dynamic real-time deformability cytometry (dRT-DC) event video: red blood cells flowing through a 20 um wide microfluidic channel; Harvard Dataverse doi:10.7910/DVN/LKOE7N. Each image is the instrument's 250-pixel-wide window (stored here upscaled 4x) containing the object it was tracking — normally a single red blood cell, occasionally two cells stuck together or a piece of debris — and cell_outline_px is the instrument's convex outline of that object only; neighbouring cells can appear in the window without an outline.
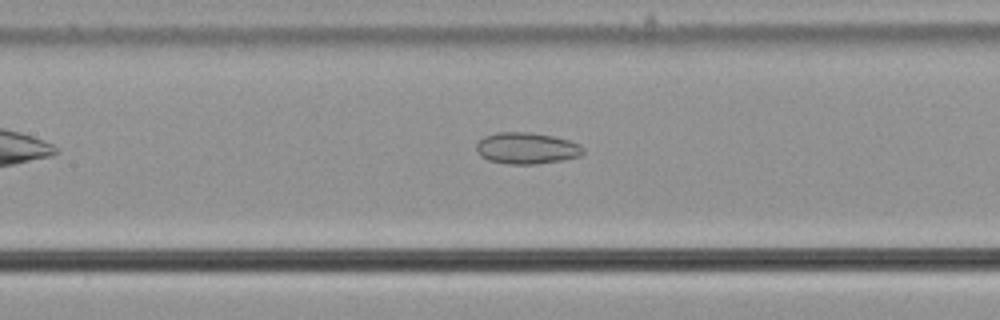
{"species": "common noctule bat (a hibernating species)", "species_latin": "Nyctalus noctula", "temperature_condition": "cold", "stored_images_in_passage": 40, "camera_frame_rate_fps": 3000, "um_per_image_px": 0.085, "animal": {"sex": "male", "body_mass_g": 21.5, "forearm_length_mm": 52.0}, "frame": {"image": 1, "passage_image": 10, "time_ms": 3.0, "image_size_px": [1000, 320], "cell_outline_px": [[584, 152], [580, 156], [560, 160], [536, 164], [508, 164], [488, 160], [480, 156], [476, 152], [476, 144], [484, 136], [496, 132], [528, 132], [552, 136], [568, 140], [580, 144], [584, 148]], "centroid_in_image_um": [44.74, 12.6], "position_along_channel_um": 162.7, "area_um2": 19.59}}
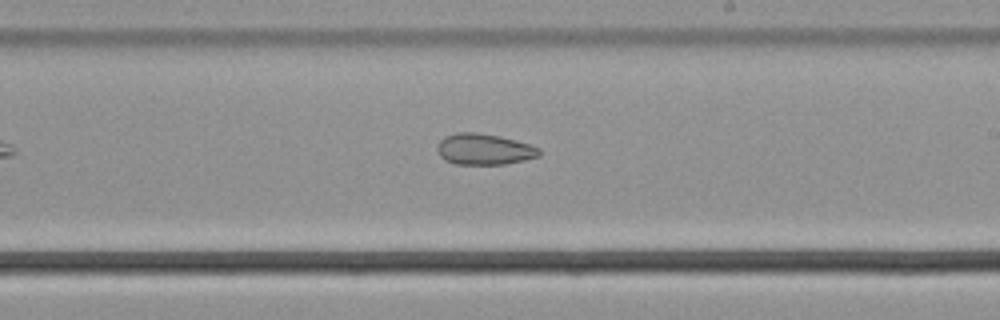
{"frame": {"image": 2, "passage_image": 17, "time_ms": 5.333, "image_size_px": [1000, 320], "cell_outline_px": [[540, 156], [524, 160], [504, 164], [456, 164], [444, 160], [440, 156], [436, 148], [440, 140], [444, 136], [456, 132], [476, 132], [500, 136], [528, 144], [540, 148]], "centroid_in_image_um": [41.12, 12.68], "position_along_channel_um": 247.9, "area_um2": 18.5}}
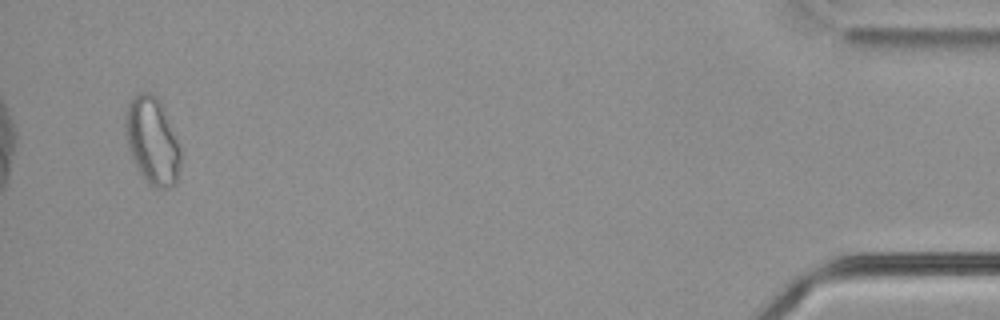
{"frame": {"image": 3, "passage_image": 38, "time_ms": 12.333, "image_size_px": [1000, 320], "cell_outline_px": [[180, 164], [176, 184], [168, 188], [156, 188], [148, 184], [140, 172], [132, 156], [124, 132], [124, 116], [128, 104], [140, 92], [152, 92], [160, 100], [180, 148]], "centroid_in_image_um": [12.93, 11.97], "position_along_channel_um": 422.3, "area_um2": 27.8}, "authors_computed_cell_mechanics": {"area_um2": 20.1144, "velocity_mm_per_s": 3.6626, "shape_relaxation_time_tau1_ms": null, "shape_relaxation_time_tau2_ms": 6.5658, "deformation_change_tau1": null, "deformation_change_tau2": 0.13}}